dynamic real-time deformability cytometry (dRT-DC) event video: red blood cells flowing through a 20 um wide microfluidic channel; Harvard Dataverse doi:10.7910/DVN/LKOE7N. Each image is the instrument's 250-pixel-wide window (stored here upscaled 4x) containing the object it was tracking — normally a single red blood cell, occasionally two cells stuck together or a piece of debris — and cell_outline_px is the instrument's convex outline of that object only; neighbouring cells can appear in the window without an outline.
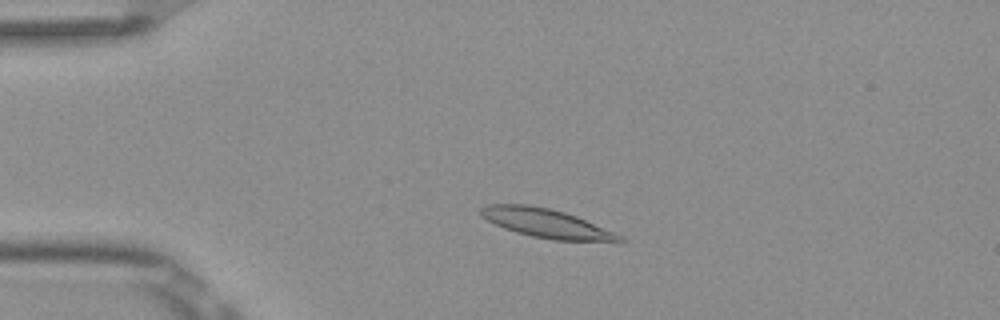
{"species": "Egyptian fruit bat (a non-hibernating species)", "species_latin": "Rousettus aegyptiacus", "temperature_condition": "room temperature", "stored_images_in_passage": 4, "camera_frame_rate_fps": 3000, "um_per_image_px": 0.085, "frame": {"image": 1, "passage_image": 3, "time_ms": 0.667, "image_size_px": [1000, 320], "cell_outline_px": [[624, 240], [620, 244], [552, 240], [532, 236], [516, 232], [504, 228], [480, 216], [480, 208], [488, 204], [528, 204], [548, 208], [564, 212], [576, 216], [624, 236]], "centroid_in_image_um": [46.56, 19.02], "position_along_channel_um": 38.4, "area_um2": 23.93}}